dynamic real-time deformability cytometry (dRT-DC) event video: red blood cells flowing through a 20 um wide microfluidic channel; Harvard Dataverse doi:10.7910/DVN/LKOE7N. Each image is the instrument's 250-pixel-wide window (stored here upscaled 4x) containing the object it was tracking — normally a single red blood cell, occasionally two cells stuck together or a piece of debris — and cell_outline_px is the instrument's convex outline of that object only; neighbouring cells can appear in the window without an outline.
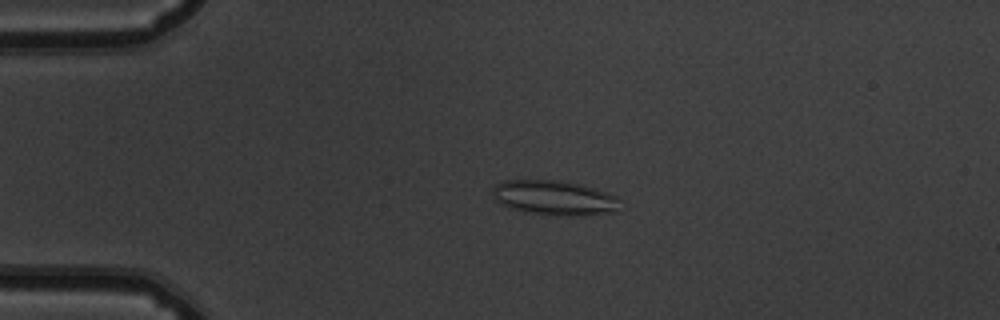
{"species": "common noctule bat (a hibernating species)", "species_latin": "Nyctalus noctula", "temperature_condition": "warm", "stored_images_in_passage": 53, "camera_frame_rate_fps": 3000, "um_per_image_px": 0.085, "animal": {"sex": "male", "body_mass_g": 19.5, "forearm_length_mm": 54.6}, "frame": {"image": 1, "passage_image": 12, "time_ms": 3.667, "image_size_px": [1000, 320], "cell_outline_px": [[616, 212], [584, 216], [564, 216], [524, 212], [500, 204], [496, 200], [492, 192], [492, 188], [496, 184], [504, 180], [560, 180], [580, 184], [596, 188], [616, 196]], "centroid_in_image_um": [47.09, 16.81], "position_along_channel_um": 37.9, "area_um2": 25.84}}
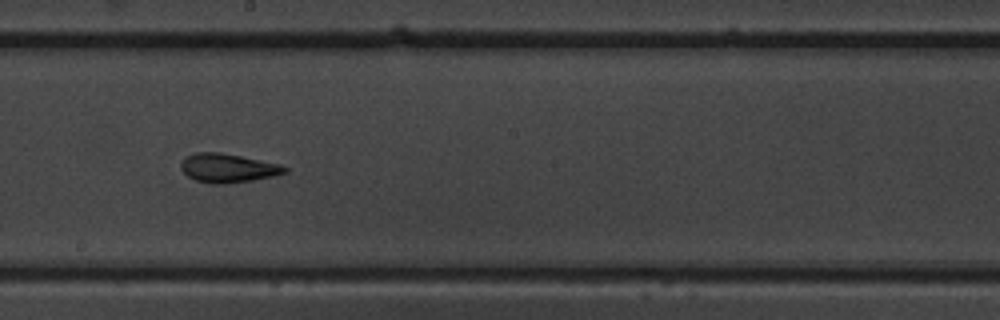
{"frame": {"image": 2, "passage_image": 30, "time_ms": 9.667, "image_size_px": [1000, 320], "cell_outline_px": [[288, 172], [272, 176], [252, 180], [224, 184], [208, 184], [196, 180], [188, 176], [180, 168], [180, 164], [184, 156], [196, 152], [220, 152], [280, 164], [288, 168]], "centroid_in_image_um": [19.33, 14.28], "position_along_channel_um": 228.9, "area_um2": 17.51}}
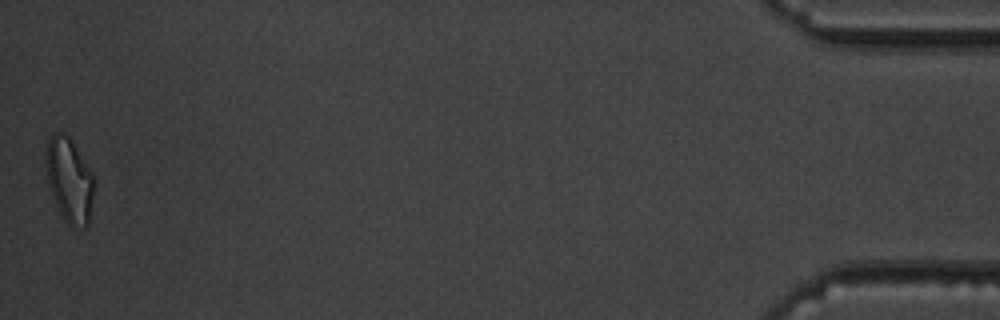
{"frame": {"image": 3, "passage_image": 53, "time_ms": 17.333, "image_size_px": [1000, 320], "cell_outline_px": [[92, 196], [88, 224], [84, 228], [72, 228], [64, 220], [56, 204], [48, 180], [44, 160], [44, 152], [48, 136], [52, 132], [60, 132], [68, 136], [72, 140], [92, 172]], "centroid_in_image_um": [5.85, 15.26], "position_along_channel_um": 429.4, "area_um2": 23.64}, "authors_computed_cell_mechanics": {"area_um2": 18.9584, "velocity_mm_per_s": 3.7978, "shape_relaxation_time_tau1_ms": null, "shape_relaxation_time_tau2_ms": 2.6344, "deformation_change_tau1": null, "deformation_change_tau2": 0.1164}}